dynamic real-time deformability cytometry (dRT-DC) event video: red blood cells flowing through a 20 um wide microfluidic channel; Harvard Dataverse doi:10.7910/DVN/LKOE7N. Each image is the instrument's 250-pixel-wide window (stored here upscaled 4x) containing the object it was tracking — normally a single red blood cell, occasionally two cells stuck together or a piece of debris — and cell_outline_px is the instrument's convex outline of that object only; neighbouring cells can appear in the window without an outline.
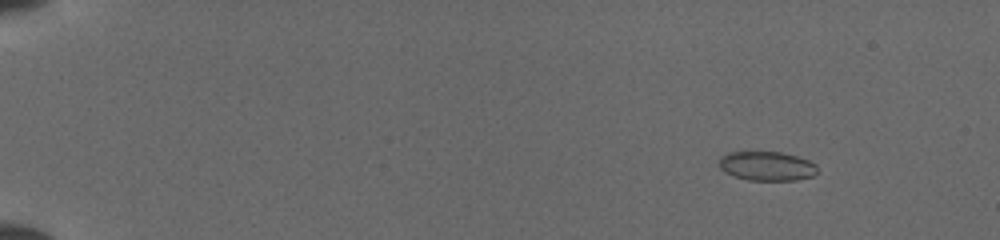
{"species": "common noctule bat (a hibernating species)", "species_latin": "Nyctalus noctula", "temperature_condition": "cold", "stored_images_in_passage": 51, "camera_frame_rate_fps": 3000, "um_per_image_px": 0.085, "animal": {"sex": "female", "body_mass_g": 19.5, "forearm_length_mm": 54.1}, "frame": {"image": 1, "passage_image": 6, "time_ms": 1.667, "image_size_px": [1000, 240], "cell_outline_px": [[820, 172], [812, 176], [796, 180], [748, 180], [724, 172], [720, 168], [720, 156], [728, 152], [780, 152], [796, 156], [808, 160], [816, 164]], "centroid_in_image_um": [65.21, 14.11], "position_along_channel_um": 19.8, "area_um2": 16.76}}
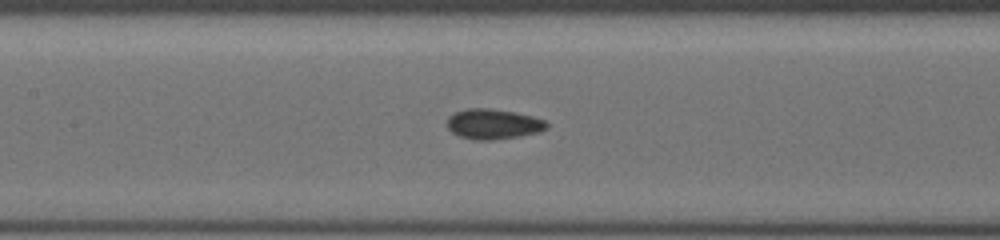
{"frame": {"image": 2, "passage_image": 26, "time_ms": 8.333, "image_size_px": [1000, 240], "cell_outline_px": [[548, 128], [540, 132], [520, 136], [492, 140], [472, 140], [460, 136], [452, 132], [448, 128], [448, 116], [456, 112], [468, 108], [488, 108], [516, 112], [532, 116], [544, 120], [548, 124]], "centroid_in_image_um": [41.94, 10.55], "position_along_channel_um": 165.5, "area_um2": 17.57}}
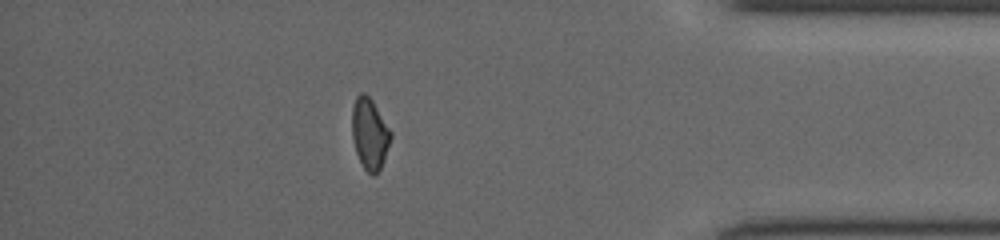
{"frame": {"image": 3, "passage_image": 45, "time_ms": 14.667, "image_size_px": [1000, 240], "cell_outline_px": [[392, 136], [384, 160], [380, 168], [372, 176], [364, 168], [356, 152], [352, 136], [352, 108], [356, 96], [360, 92], [364, 92], [372, 100], [392, 132]], "centroid_in_image_um": [31.42, 11.34], "position_along_channel_um": 403.8, "area_um2": 15.95}}